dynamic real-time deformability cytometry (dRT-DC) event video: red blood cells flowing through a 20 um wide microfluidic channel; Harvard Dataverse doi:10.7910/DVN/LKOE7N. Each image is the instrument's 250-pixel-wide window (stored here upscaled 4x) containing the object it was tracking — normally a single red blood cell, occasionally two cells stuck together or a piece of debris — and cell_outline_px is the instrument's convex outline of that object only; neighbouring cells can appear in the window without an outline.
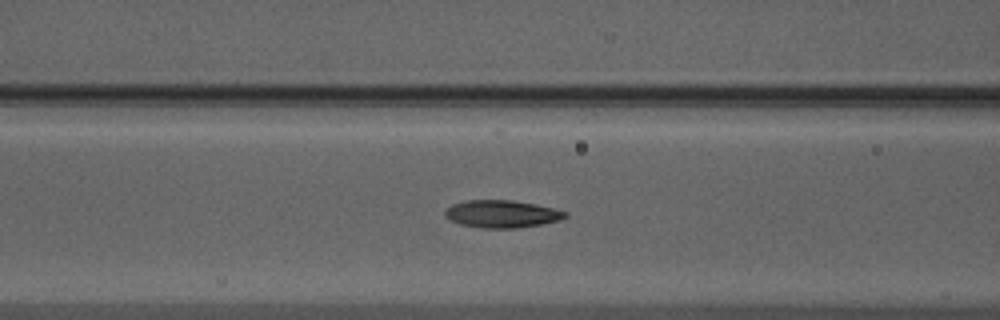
{"species": "Egyptian fruit bat (a non-hibernating species)", "species_latin": "Rousettus aegyptiacus", "temperature_condition": "warm", "stored_images_in_passage": 42, "camera_frame_rate_fps": 3000, "um_per_image_px": 0.085, "animal": {"sex": "male"}, "frame": {"image": 1, "passage_image": 10, "time_ms": 3.0, "image_size_px": [1000, 320], "cell_outline_px": [[568, 216], [560, 220], [540, 224], [516, 228], [484, 228], [460, 224], [444, 216], [444, 212], [452, 204], [464, 200], [512, 200], [536, 204], [568, 212]], "centroid_in_image_um": [42.66, 18.17], "position_along_channel_um": 123.9, "area_um2": 19.19}}
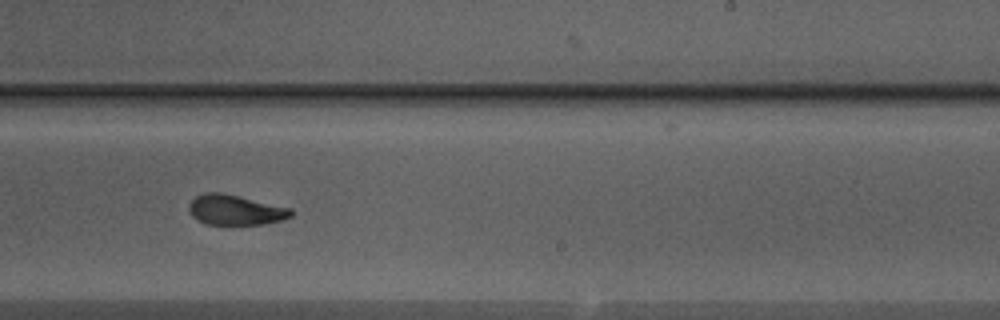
{"frame": {"image": 2, "passage_image": 21, "time_ms": 6.667, "image_size_px": [1000, 320], "cell_outline_px": [[292, 216], [280, 220], [260, 224], [204, 224], [192, 216], [188, 208], [188, 204], [196, 196], [204, 192], [220, 192], [292, 208]], "centroid_in_image_um": [19.97, 17.84], "position_along_channel_um": 269.0, "area_um2": 17.8}}
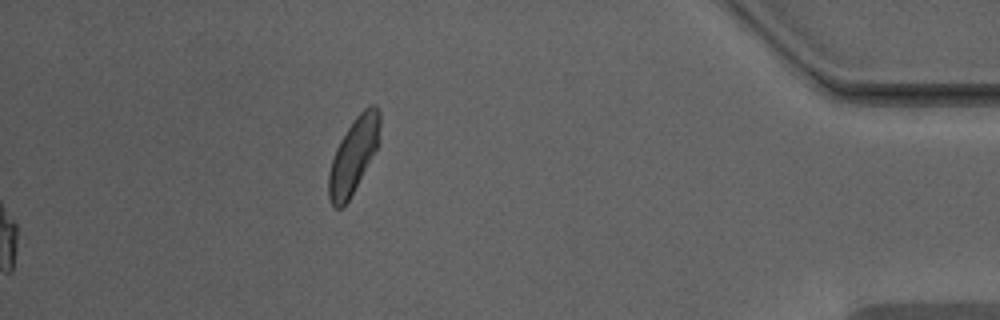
{"frame": {"image": 3, "passage_image": 42, "time_ms": 13.667, "image_size_px": [1000, 320], "cell_outline_px": [[380, 144], [348, 200], [340, 208], [332, 208], [328, 196], [328, 172], [336, 148], [340, 140], [356, 116], [368, 104], [376, 104], [380, 112]], "centroid_in_image_um": [30.07, 13.18], "position_along_channel_um": 405.1, "area_um2": 22.54}, "authors_computed_cell_mechanics": {"area_um2": 18.9295, "velocity_mm_per_s": 3.967, "shape_relaxation_time_tau1_ms": 4.6507, "shape_relaxation_time_tau2_ms": 1.7908, "deformation_change_tau1": 0.1878, "deformation_change_tau2": 0.0699}}